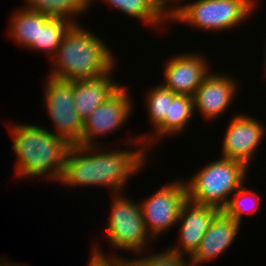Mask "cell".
Listing matches in <instances>:
<instances>
[{
  "label": "cell",
  "instance_id": "cell-8",
  "mask_svg": "<svg viewBox=\"0 0 266 266\" xmlns=\"http://www.w3.org/2000/svg\"><path fill=\"white\" fill-rule=\"evenodd\" d=\"M186 200V184L184 180H177L165 184L139 203L145 227L153 239L178 224L179 213Z\"/></svg>",
  "mask_w": 266,
  "mask_h": 266
},
{
  "label": "cell",
  "instance_id": "cell-3",
  "mask_svg": "<svg viewBox=\"0 0 266 266\" xmlns=\"http://www.w3.org/2000/svg\"><path fill=\"white\" fill-rule=\"evenodd\" d=\"M114 59L101 38L75 23L66 31L52 57L55 68L48 76L67 81L94 79L113 70Z\"/></svg>",
  "mask_w": 266,
  "mask_h": 266
},
{
  "label": "cell",
  "instance_id": "cell-21",
  "mask_svg": "<svg viewBox=\"0 0 266 266\" xmlns=\"http://www.w3.org/2000/svg\"><path fill=\"white\" fill-rule=\"evenodd\" d=\"M234 195V196H233ZM252 192L243 184L232 194L227 206L222 210L227 216L234 221L242 223V216L257 212L259 207V196ZM250 199V200H249ZM244 213V214H243Z\"/></svg>",
  "mask_w": 266,
  "mask_h": 266
},
{
  "label": "cell",
  "instance_id": "cell-9",
  "mask_svg": "<svg viewBox=\"0 0 266 266\" xmlns=\"http://www.w3.org/2000/svg\"><path fill=\"white\" fill-rule=\"evenodd\" d=\"M131 99L128 90L126 91V88L120 86L101 105L94 109L83 122V135L80 145H100V143H94V139L121 128L131 116L133 107Z\"/></svg>",
  "mask_w": 266,
  "mask_h": 266
},
{
  "label": "cell",
  "instance_id": "cell-24",
  "mask_svg": "<svg viewBox=\"0 0 266 266\" xmlns=\"http://www.w3.org/2000/svg\"><path fill=\"white\" fill-rule=\"evenodd\" d=\"M115 255V256H114ZM112 257L104 255L102 251L97 248V246H93V251L91 252V258L89 261V266H128L127 259L118 257V255L114 254Z\"/></svg>",
  "mask_w": 266,
  "mask_h": 266
},
{
  "label": "cell",
  "instance_id": "cell-16",
  "mask_svg": "<svg viewBox=\"0 0 266 266\" xmlns=\"http://www.w3.org/2000/svg\"><path fill=\"white\" fill-rule=\"evenodd\" d=\"M194 104L193 96L186 94H176L171 102H169L168 114H166L165 119L153 130L151 135L148 136H137L133 139L130 138L129 142L132 140L136 143L142 144L149 151L148 147L151 144H155L159 137L180 134L185 127H187L188 122L194 116ZM154 133V134H153ZM157 137V138H156ZM157 139V140H156ZM142 141V142H140ZM155 141V142H154ZM139 142V143H138ZM146 142L145 144H143ZM151 144H150V143ZM147 147H146V146Z\"/></svg>",
  "mask_w": 266,
  "mask_h": 266
},
{
  "label": "cell",
  "instance_id": "cell-22",
  "mask_svg": "<svg viewBox=\"0 0 266 266\" xmlns=\"http://www.w3.org/2000/svg\"><path fill=\"white\" fill-rule=\"evenodd\" d=\"M148 92L145 104L150 118L149 121L151 125L153 124L154 130L165 119L166 114H168L169 102L173 100L176 94L162 84H158Z\"/></svg>",
  "mask_w": 266,
  "mask_h": 266
},
{
  "label": "cell",
  "instance_id": "cell-15",
  "mask_svg": "<svg viewBox=\"0 0 266 266\" xmlns=\"http://www.w3.org/2000/svg\"><path fill=\"white\" fill-rule=\"evenodd\" d=\"M111 74L112 70L94 79L73 80L74 105L83 122L121 86L111 78Z\"/></svg>",
  "mask_w": 266,
  "mask_h": 266
},
{
  "label": "cell",
  "instance_id": "cell-10",
  "mask_svg": "<svg viewBox=\"0 0 266 266\" xmlns=\"http://www.w3.org/2000/svg\"><path fill=\"white\" fill-rule=\"evenodd\" d=\"M265 129L257 118L243 113L236 114L224 135L221 156L241 162L249 169L254 159L252 157L264 138Z\"/></svg>",
  "mask_w": 266,
  "mask_h": 266
},
{
  "label": "cell",
  "instance_id": "cell-26",
  "mask_svg": "<svg viewBox=\"0 0 266 266\" xmlns=\"http://www.w3.org/2000/svg\"><path fill=\"white\" fill-rule=\"evenodd\" d=\"M264 53H265V55H264L265 58H264L263 61H264L265 63L263 64V65H264V70H263V71H265L264 75H265V78H266V49H265V52H264Z\"/></svg>",
  "mask_w": 266,
  "mask_h": 266
},
{
  "label": "cell",
  "instance_id": "cell-4",
  "mask_svg": "<svg viewBox=\"0 0 266 266\" xmlns=\"http://www.w3.org/2000/svg\"><path fill=\"white\" fill-rule=\"evenodd\" d=\"M198 171L185 182L187 199L222 211L231 195L245 184L248 168L241 162L221 157Z\"/></svg>",
  "mask_w": 266,
  "mask_h": 266
},
{
  "label": "cell",
  "instance_id": "cell-23",
  "mask_svg": "<svg viewBox=\"0 0 266 266\" xmlns=\"http://www.w3.org/2000/svg\"><path fill=\"white\" fill-rule=\"evenodd\" d=\"M190 261L184 259V256H179L172 251L166 249L162 253L140 256L137 259H127L128 266H192Z\"/></svg>",
  "mask_w": 266,
  "mask_h": 266
},
{
  "label": "cell",
  "instance_id": "cell-6",
  "mask_svg": "<svg viewBox=\"0 0 266 266\" xmlns=\"http://www.w3.org/2000/svg\"><path fill=\"white\" fill-rule=\"evenodd\" d=\"M123 196L122 193H114L111 199V212L106 226L107 237L115 249L141 255L140 252L148 247V240L151 241L153 238L145 227L139 202L136 204L135 201Z\"/></svg>",
  "mask_w": 266,
  "mask_h": 266
},
{
  "label": "cell",
  "instance_id": "cell-12",
  "mask_svg": "<svg viewBox=\"0 0 266 266\" xmlns=\"http://www.w3.org/2000/svg\"><path fill=\"white\" fill-rule=\"evenodd\" d=\"M220 212L216 207L196 204L187 199L181 207L178 219V222H181L178 238L180 242L168 250L179 256L187 254L190 258Z\"/></svg>",
  "mask_w": 266,
  "mask_h": 266
},
{
  "label": "cell",
  "instance_id": "cell-17",
  "mask_svg": "<svg viewBox=\"0 0 266 266\" xmlns=\"http://www.w3.org/2000/svg\"><path fill=\"white\" fill-rule=\"evenodd\" d=\"M129 17L141 20L145 25L160 27L169 20V10L161 0H104ZM92 2V0H90ZM159 25V26H158Z\"/></svg>",
  "mask_w": 266,
  "mask_h": 266
},
{
  "label": "cell",
  "instance_id": "cell-18",
  "mask_svg": "<svg viewBox=\"0 0 266 266\" xmlns=\"http://www.w3.org/2000/svg\"><path fill=\"white\" fill-rule=\"evenodd\" d=\"M72 24L67 19L52 18L38 12L37 42H32V50L43 51L52 58Z\"/></svg>",
  "mask_w": 266,
  "mask_h": 266
},
{
  "label": "cell",
  "instance_id": "cell-5",
  "mask_svg": "<svg viewBox=\"0 0 266 266\" xmlns=\"http://www.w3.org/2000/svg\"><path fill=\"white\" fill-rule=\"evenodd\" d=\"M255 0H196L171 6L169 22L193 25L203 31H222L237 27L253 13Z\"/></svg>",
  "mask_w": 266,
  "mask_h": 266
},
{
  "label": "cell",
  "instance_id": "cell-13",
  "mask_svg": "<svg viewBox=\"0 0 266 266\" xmlns=\"http://www.w3.org/2000/svg\"><path fill=\"white\" fill-rule=\"evenodd\" d=\"M236 84V79L227 74L210 73L193 95L194 112L200 111L205 120L220 117L236 97Z\"/></svg>",
  "mask_w": 266,
  "mask_h": 266
},
{
  "label": "cell",
  "instance_id": "cell-11",
  "mask_svg": "<svg viewBox=\"0 0 266 266\" xmlns=\"http://www.w3.org/2000/svg\"><path fill=\"white\" fill-rule=\"evenodd\" d=\"M172 57L164 65V82L161 84L175 94L193 96L204 79L211 73L209 62L207 63L204 55L191 52Z\"/></svg>",
  "mask_w": 266,
  "mask_h": 266
},
{
  "label": "cell",
  "instance_id": "cell-7",
  "mask_svg": "<svg viewBox=\"0 0 266 266\" xmlns=\"http://www.w3.org/2000/svg\"><path fill=\"white\" fill-rule=\"evenodd\" d=\"M47 81V82H46ZM45 106L55 127L54 135L66 140L71 146L80 145L83 121L74 105L73 81L48 76L45 80Z\"/></svg>",
  "mask_w": 266,
  "mask_h": 266
},
{
  "label": "cell",
  "instance_id": "cell-1",
  "mask_svg": "<svg viewBox=\"0 0 266 266\" xmlns=\"http://www.w3.org/2000/svg\"><path fill=\"white\" fill-rule=\"evenodd\" d=\"M101 146H71L59 182L71 187L105 186L112 194L122 193L131 176L146 165L147 150L142 145L138 150L105 152Z\"/></svg>",
  "mask_w": 266,
  "mask_h": 266
},
{
  "label": "cell",
  "instance_id": "cell-25",
  "mask_svg": "<svg viewBox=\"0 0 266 266\" xmlns=\"http://www.w3.org/2000/svg\"><path fill=\"white\" fill-rule=\"evenodd\" d=\"M177 2L178 4L181 3L182 0H162V4L168 9L170 10L171 9V4H174V2ZM185 1V0H184Z\"/></svg>",
  "mask_w": 266,
  "mask_h": 266
},
{
  "label": "cell",
  "instance_id": "cell-14",
  "mask_svg": "<svg viewBox=\"0 0 266 266\" xmlns=\"http://www.w3.org/2000/svg\"><path fill=\"white\" fill-rule=\"evenodd\" d=\"M240 225L221 211L204 234L198 249L187 260L192 266H199L220 257L236 240Z\"/></svg>",
  "mask_w": 266,
  "mask_h": 266
},
{
  "label": "cell",
  "instance_id": "cell-19",
  "mask_svg": "<svg viewBox=\"0 0 266 266\" xmlns=\"http://www.w3.org/2000/svg\"><path fill=\"white\" fill-rule=\"evenodd\" d=\"M25 8L52 18H62L77 23V15L87 12L90 0H25Z\"/></svg>",
  "mask_w": 266,
  "mask_h": 266
},
{
  "label": "cell",
  "instance_id": "cell-2",
  "mask_svg": "<svg viewBox=\"0 0 266 266\" xmlns=\"http://www.w3.org/2000/svg\"><path fill=\"white\" fill-rule=\"evenodd\" d=\"M16 124L10 127L17 157L15 175L59 181L71 145L38 124Z\"/></svg>",
  "mask_w": 266,
  "mask_h": 266
},
{
  "label": "cell",
  "instance_id": "cell-20",
  "mask_svg": "<svg viewBox=\"0 0 266 266\" xmlns=\"http://www.w3.org/2000/svg\"><path fill=\"white\" fill-rule=\"evenodd\" d=\"M15 15V16H14ZM9 36L25 48L32 50V42H37L38 34V12L25 7L19 9L12 15L9 21Z\"/></svg>",
  "mask_w": 266,
  "mask_h": 266
}]
</instances>
